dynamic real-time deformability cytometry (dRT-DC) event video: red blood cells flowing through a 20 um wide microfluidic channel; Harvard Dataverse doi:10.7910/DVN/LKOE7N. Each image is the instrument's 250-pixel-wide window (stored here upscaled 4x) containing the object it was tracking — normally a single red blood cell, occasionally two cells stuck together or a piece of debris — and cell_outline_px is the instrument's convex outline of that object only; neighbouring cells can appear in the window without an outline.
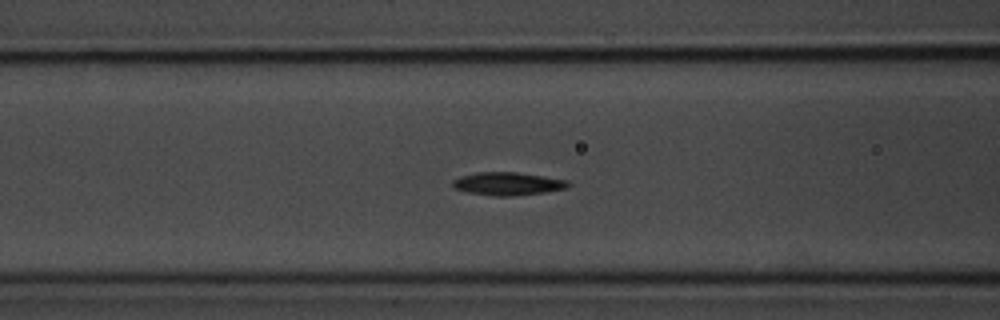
{"species": "common noctule bat (a hibernating species)", "species_latin": "Nyctalus noctula", "temperature_condition": "room temperature", "stored_images_in_passage": 48, "camera_frame_rate_fps": 3000, "um_per_image_px": 0.085, "animal": {"sex": "male", "body_mass_g": 20.1, "forearm_length_mm": 53.5}, "frame": {"image": 1, "passage_image": 14, "time_ms": 4.333, "image_size_px": [1000, 320], "cell_outline_px": [[572, 184], [568, 188], [544, 192], [512, 196], [496, 196], [468, 192], [452, 188], [452, 180], [460, 176], [476, 172], [516, 172], [568, 180]], "centroid_in_image_um": [43.15, 15.61], "position_along_channel_um": 123.4, "area_um2": 15.55}}
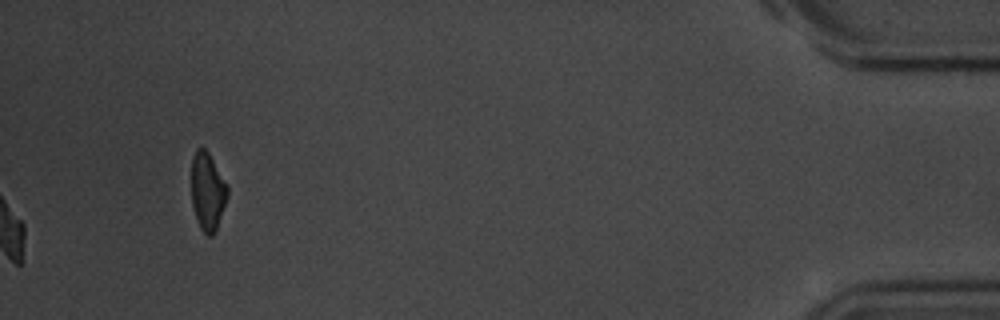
{"frame": {"image": 2, "passage_image": 48, "time_ms": 15.667, "image_size_px": [1000, 320], "cell_outline_px": [[228, 196], [216, 232], [212, 236], [208, 236], [200, 228], [192, 204], [192, 156], [196, 148], [204, 148], [208, 152], [228, 184]], "centroid_in_image_um": [17.66, 16.27], "position_along_channel_um": 417.5, "area_um2": 16.47}, "authors_computed_cell_mechanics": {"area_um2": 14.8835, "velocity_mm_per_s": 3.6766, "shape_relaxation_time_tau1_ms": 2.3531, "shape_relaxation_time_tau2_ms": 9.0407, "deformation_change_tau1": 0.1214, "deformation_change_tau2": 0.1433}}